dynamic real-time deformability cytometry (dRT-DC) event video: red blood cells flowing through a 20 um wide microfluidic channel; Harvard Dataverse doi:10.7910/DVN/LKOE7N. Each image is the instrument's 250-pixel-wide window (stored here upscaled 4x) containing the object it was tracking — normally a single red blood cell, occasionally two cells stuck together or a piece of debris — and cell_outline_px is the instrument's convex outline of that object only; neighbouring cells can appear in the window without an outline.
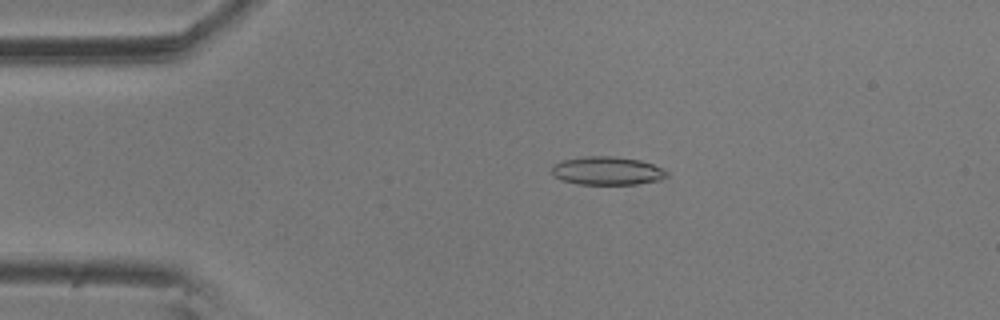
{"species": "common noctule bat (a hibernating species)", "species_latin": "Nyctalus noctula", "temperature_condition": "room temperature", "stored_images_in_passage": 57, "camera_frame_rate_fps": 3000, "um_per_image_px": 0.085, "animal": {"sex": "male", "body_mass_g": 20.5, "forearm_length_mm": 52.5}, "frame": {"image": 1, "passage_image": 12, "time_ms": 3.667, "image_size_px": [1000, 320], "cell_outline_px": [[668, 176], [660, 180], [636, 184], [576, 184], [560, 180], [552, 176], [552, 164], [564, 160], [584, 156], [616, 156], [640, 160], [664, 168], [668, 172]], "centroid_in_image_um": [51.6, 14.52], "position_along_channel_um": 33.4, "area_um2": 19.25}}
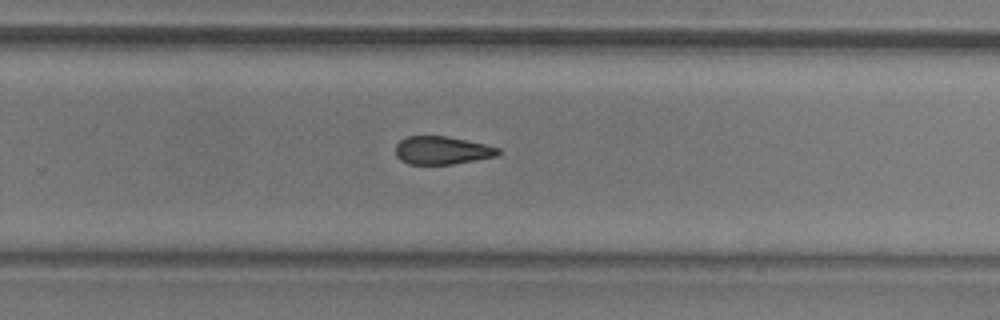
{"frame": {"image": 2, "passage_image": 37, "time_ms": 12.0, "image_size_px": [1000, 320], "cell_outline_px": [[500, 152], [496, 156], [452, 164], [408, 164], [400, 160], [396, 156], [396, 144], [400, 140], [408, 136], [448, 136], [484, 144], [500, 148]], "centroid_in_image_um": [37.54, 12.78], "position_along_channel_um": 292.3, "area_um2": 16.7}}
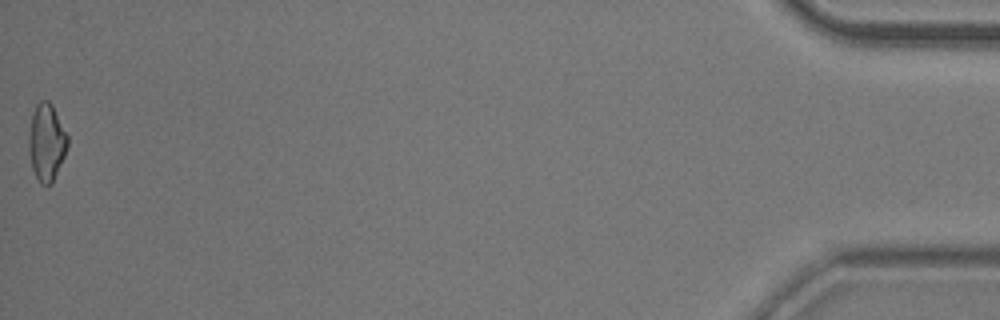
{"frame": {"image": 3, "passage_image": 57, "time_ms": 18.667, "image_size_px": [1000, 320], "cell_outline_px": [[68, 144], [64, 156], [52, 184], [48, 188], [40, 184], [32, 168], [28, 148], [28, 132], [32, 112], [36, 104], [40, 100], [48, 100], [52, 104], [68, 136]], "centroid_in_image_um": [3.94, 12.1], "position_along_channel_um": 431.3, "area_um2": 17.74}, "authors_computed_cell_mechanics": {"area_um2": 18.0336, "velocity_mm_per_s": 3.5678, "shape_relaxation_time_tau1_ms": null, "shape_relaxation_time_tau2_ms": 4.7288, "deformation_change_tau1": null, "deformation_change_tau2": 0.1316}}